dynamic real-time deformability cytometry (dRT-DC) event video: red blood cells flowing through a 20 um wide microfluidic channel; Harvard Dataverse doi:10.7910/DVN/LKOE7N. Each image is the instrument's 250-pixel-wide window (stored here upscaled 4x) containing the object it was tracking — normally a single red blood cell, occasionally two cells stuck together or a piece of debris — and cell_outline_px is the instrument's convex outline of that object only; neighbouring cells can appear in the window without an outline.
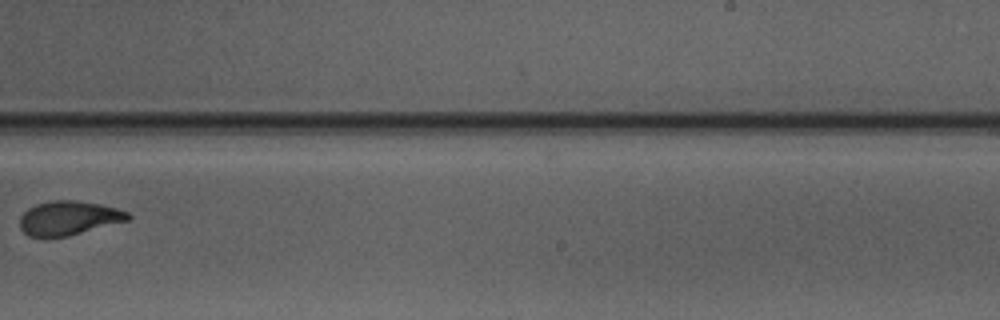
{"species": "Egyptian fruit bat (a non-hibernating species)", "species_latin": "Rousettus aegyptiacus", "temperature_condition": "warm", "stored_images_in_passage": 7, "camera_frame_rate_fps": 3000, "um_per_image_px": 0.085, "animal": {"sex": "male"}, "frame": {"image": 1, "passage_image": 7, "time_ms": 7.333, "image_size_px": [1000, 320], "cell_outline_px": [[132, 216], [128, 220], [68, 236], [28, 236], [20, 228], [20, 216], [28, 208], [36, 204], [52, 200], [76, 200], [100, 204], [116, 208], [128, 212]], "centroid_in_image_um": [5.83, 18.52], "position_along_channel_um": 283.2, "area_um2": 21.33}}